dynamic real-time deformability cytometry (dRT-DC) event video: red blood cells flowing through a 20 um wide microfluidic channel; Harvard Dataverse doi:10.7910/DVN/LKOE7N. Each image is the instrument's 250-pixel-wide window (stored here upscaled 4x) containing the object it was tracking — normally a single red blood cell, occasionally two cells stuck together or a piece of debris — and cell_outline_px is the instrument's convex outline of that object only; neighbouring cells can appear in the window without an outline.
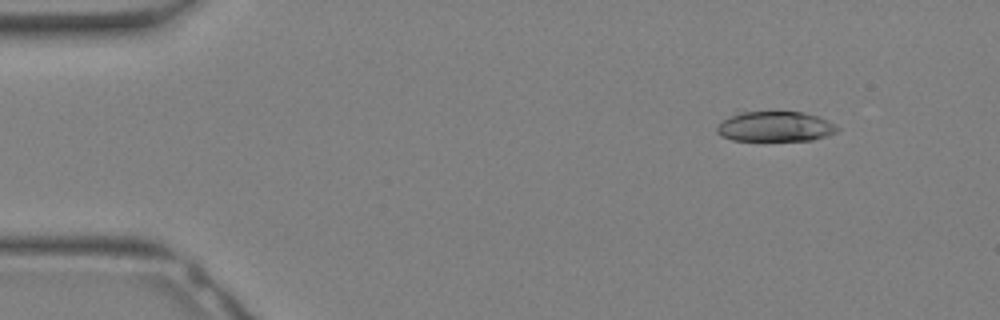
{"species": "Egyptian fruit bat (a non-hibernating species)", "species_latin": "Rousettus aegyptiacus", "temperature_condition": "warm", "stored_images_in_passage": 9, "camera_frame_rate_fps": 3000, "um_per_image_px": 0.085, "animal": {"sex": "female"}, "frame": {"image": 1, "passage_image": 4, "time_ms": 1.0, "image_size_px": [1000, 320], "cell_outline_px": [[840, 128], [836, 132], [828, 136], [812, 140], [732, 140], [720, 136], [716, 132], [716, 128], [724, 120], [736, 112], [804, 112], [820, 116], [836, 124]], "centroid_in_image_um": [65.93, 10.75], "position_along_channel_um": 19.1, "area_um2": 21.27}}